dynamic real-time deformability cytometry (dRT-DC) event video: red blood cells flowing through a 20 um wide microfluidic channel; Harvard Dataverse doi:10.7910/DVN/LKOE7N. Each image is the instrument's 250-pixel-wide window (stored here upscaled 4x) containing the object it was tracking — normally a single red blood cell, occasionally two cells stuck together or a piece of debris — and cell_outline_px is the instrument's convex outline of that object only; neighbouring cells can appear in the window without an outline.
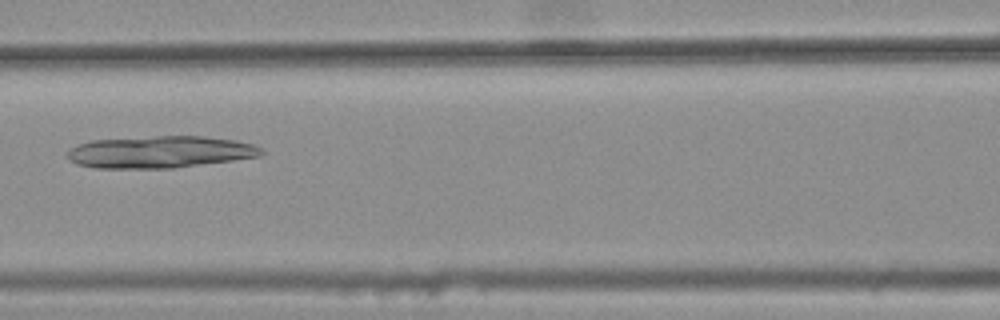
{"species": "common noctule bat (a hibernating species)", "species_latin": "Nyctalus noctula", "temperature_condition": "warm", "stored_images_in_passage": 20, "camera_frame_rate_fps": 3000, "um_per_image_px": 0.085, "animal": {"sex": "female", "body_mass_g": 25.1}, "frame": {"image": 1, "passage_image": 8, "time_ms": 2.333, "image_size_px": [1000, 320], "cell_outline_px": [[264, 152], [260, 156], [232, 160], [172, 168], [92, 168], [76, 164], [68, 156], [68, 152], [76, 144], [92, 140], [156, 136], [200, 136], [236, 140], [252, 144], [264, 148]], "centroid_in_image_um": [13.61, 12.91], "position_along_channel_um": 153.0, "area_um2": 36.07}}
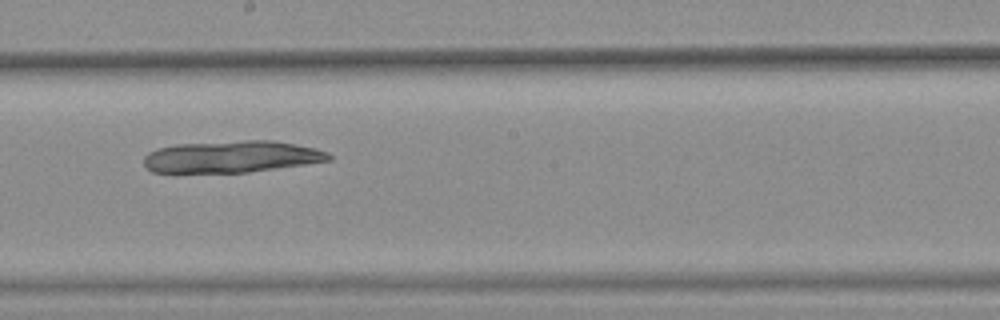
{"frame": {"image": 2, "passage_image": 14, "time_ms": 4.333, "image_size_px": [1000, 320], "cell_outline_px": [[332, 160], [248, 172], [152, 172], [144, 164], [144, 156], [148, 152], [156, 148], [176, 144], [244, 140], [272, 140], [316, 148], [328, 152], [332, 156]], "centroid_in_image_um": [19.68, 13.31], "position_along_channel_um": 228.5, "area_um2": 34.22}}
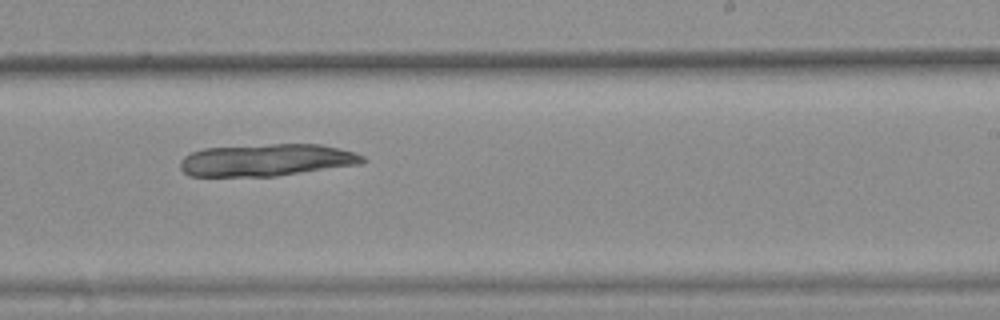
{"frame": {"image": 3, "passage_image": 17, "time_ms": 5.333, "image_size_px": [1000, 320], "cell_outline_px": [[368, 160], [360, 164], [276, 176], [188, 176], [180, 168], [180, 160], [184, 156], [192, 152], [204, 148], [272, 144], [320, 144], [340, 148], [356, 152], [364, 156]], "centroid_in_image_um": [22.68, 13.6], "position_along_channel_um": 266.3, "area_um2": 34.33}}